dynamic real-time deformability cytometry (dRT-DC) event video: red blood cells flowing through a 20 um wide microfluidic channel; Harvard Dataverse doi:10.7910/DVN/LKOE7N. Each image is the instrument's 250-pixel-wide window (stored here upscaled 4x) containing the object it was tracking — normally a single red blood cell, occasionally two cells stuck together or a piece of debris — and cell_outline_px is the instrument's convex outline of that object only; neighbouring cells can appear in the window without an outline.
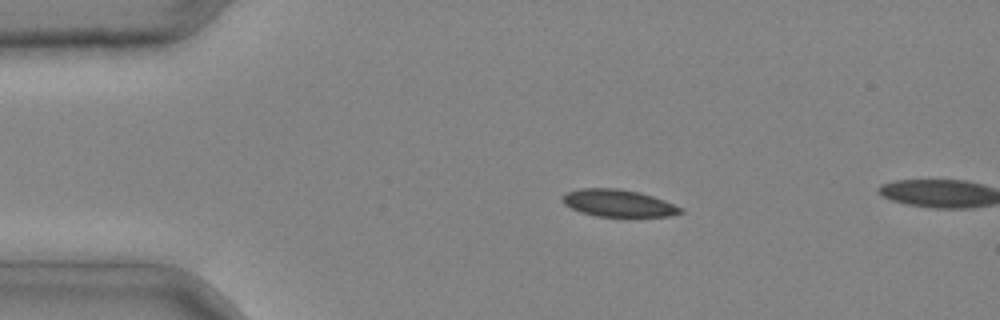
{"species": "common noctule bat (a hibernating species)", "species_latin": "Nyctalus noctula", "temperature_condition": "cold", "stored_images_in_passage": 3, "camera_frame_rate_fps": 3000, "um_per_image_px": 0.085, "animal": {"sex": "male", "body_mass_g": 20.4}, "frame": {"image": 1, "passage_image": 2, "time_ms": 0.333, "image_size_px": [1000, 320], "cell_outline_px": [[684, 212], [668, 216], [596, 216], [580, 212], [564, 204], [560, 200], [560, 196], [568, 192], [580, 188], [616, 188], [640, 192], [664, 200], [684, 208]], "centroid_in_image_um": [52.53, 17.26], "position_along_channel_um": 32.5, "area_um2": 18.73}}